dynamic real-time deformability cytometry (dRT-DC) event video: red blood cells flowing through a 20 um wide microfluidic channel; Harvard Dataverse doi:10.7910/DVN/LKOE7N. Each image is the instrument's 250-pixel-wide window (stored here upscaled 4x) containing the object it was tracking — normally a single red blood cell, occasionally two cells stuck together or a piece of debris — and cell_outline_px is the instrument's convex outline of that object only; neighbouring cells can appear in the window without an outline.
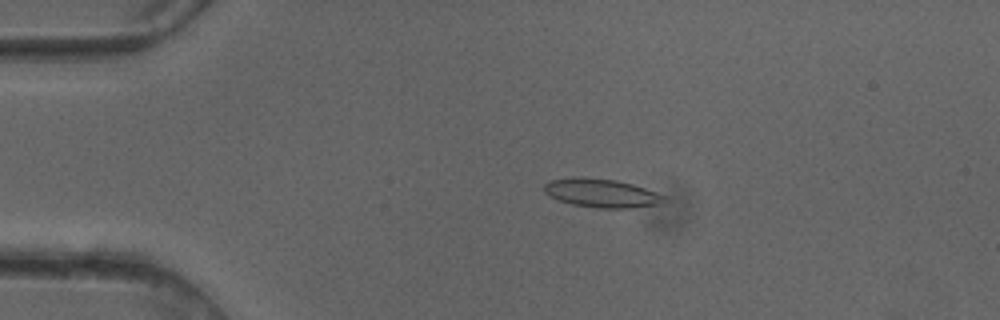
{"species": "common noctule bat (a hibernating species)", "species_latin": "Nyctalus noctula", "temperature_condition": "cold", "stored_images_in_passage": 51, "camera_frame_rate_fps": 3000, "um_per_image_px": 0.085, "animal": {"sex": "female"}, "frame": {"image": 1, "passage_image": 11, "time_ms": 3.333, "image_size_px": [1000, 320], "cell_outline_px": [[668, 204], [632, 208], [596, 208], [572, 204], [560, 200], [544, 192], [544, 184], [552, 180], [572, 176], [584, 176], [616, 180], [632, 184], [668, 196]], "centroid_in_image_um": [51.23, 16.41], "position_along_channel_um": 33.8, "area_um2": 20.46}}
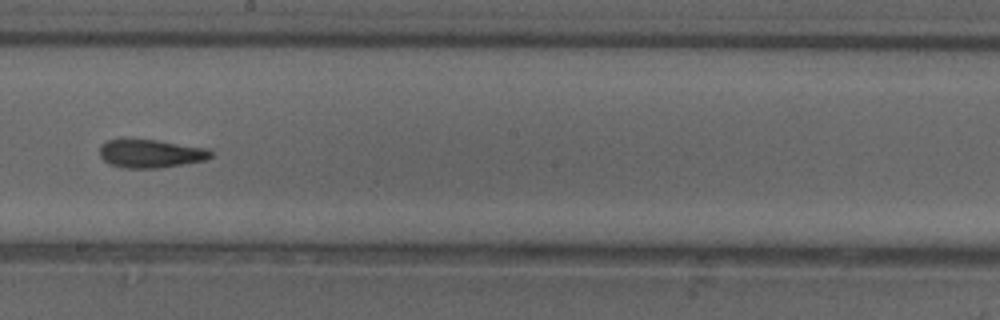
{"frame": {"image": 2, "passage_image": 29, "time_ms": 9.333, "image_size_px": [1000, 320], "cell_outline_px": [[216, 152], [212, 156], [204, 160], [160, 168], [124, 168], [108, 164], [100, 156], [100, 144], [108, 140], [156, 140], [208, 148]], "centroid_in_image_um": [12.83, 13.06], "position_along_channel_um": 235.4, "area_um2": 18.32}}
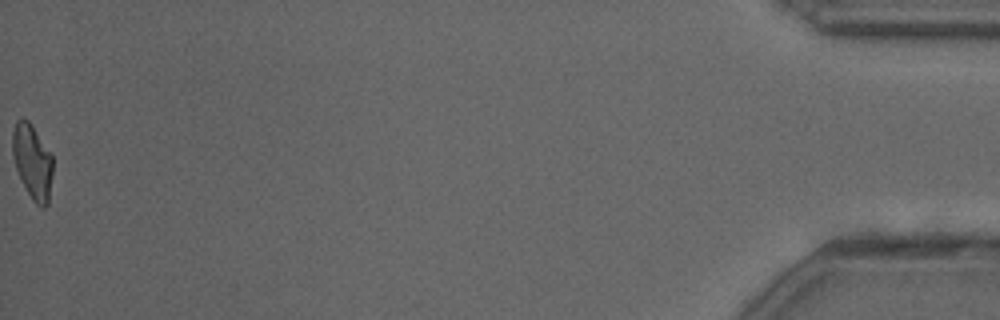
{"frame": {"image": 3, "passage_image": 51, "time_ms": 16.667, "image_size_px": [1000, 320], "cell_outline_px": [[52, 176], [48, 204], [44, 208], [40, 208], [32, 200], [16, 168], [12, 156], [12, 132], [16, 120], [28, 120], [52, 152]], "centroid_in_image_um": [2.77, 13.74], "position_along_channel_um": 432.4, "area_um2": 17.57}, "authors_computed_cell_mechanics": {"area_um2": 19.1318, "velocity_mm_per_s": 4.1182, "shape_relaxation_time_tau1_ms": null, "shape_relaxation_time_tau2_ms": 3.1963, "deformation_change_tau1": null, "deformation_change_tau2": 0.1145}}